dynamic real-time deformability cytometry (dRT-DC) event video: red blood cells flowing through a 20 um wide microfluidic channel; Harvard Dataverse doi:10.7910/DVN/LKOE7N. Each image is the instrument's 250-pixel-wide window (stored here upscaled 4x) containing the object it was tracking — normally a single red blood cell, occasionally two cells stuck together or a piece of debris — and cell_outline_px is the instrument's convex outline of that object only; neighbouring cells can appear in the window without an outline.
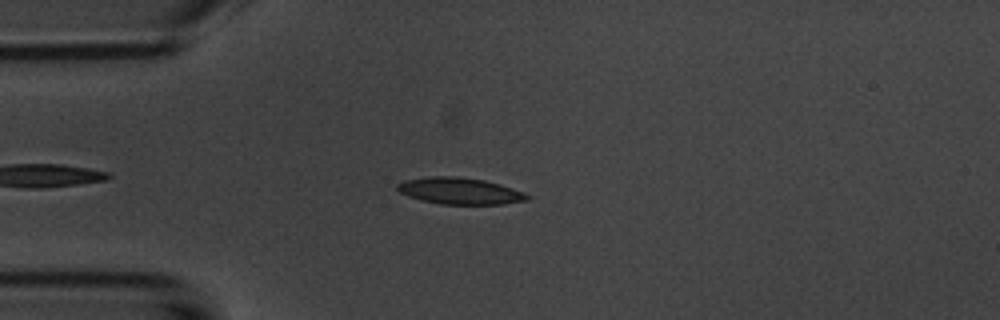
{"species": "common noctule bat (a hibernating species)", "species_latin": "Nyctalus noctula", "temperature_condition": "room temperature", "stored_images_in_passage": 42, "camera_frame_rate_fps": 3000, "um_per_image_px": 0.085, "animal": {"sex": "male", "body_mass_g": 20.1, "forearm_length_mm": 53.5}, "frame": {"image": 1, "passage_image": 8, "time_ms": 2.333, "image_size_px": [1000, 320], "cell_outline_px": [[532, 196], [528, 200], [504, 204], [440, 204], [420, 200], [408, 196], [400, 192], [396, 188], [396, 184], [404, 180], [428, 176], [456, 176], [484, 180], [500, 184], [524, 192]], "centroid_in_image_um": [39.08, 16.23], "position_along_channel_um": 45.9, "area_um2": 20.29}}
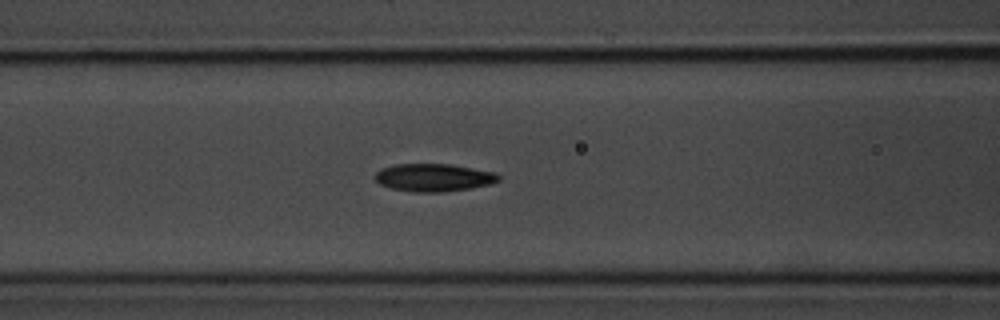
{"frame": {"image": 2, "passage_image": 16, "time_ms": 5.0, "image_size_px": [1000, 320], "cell_outline_px": [[500, 180], [492, 184], [472, 188], [444, 192], [416, 192], [392, 188], [380, 184], [376, 180], [376, 172], [380, 168], [392, 164], [448, 164], [496, 172], [500, 176]], "centroid_in_image_um": [36.89, 15.09], "position_along_channel_um": 129.7, "area_um2": 20.06}}
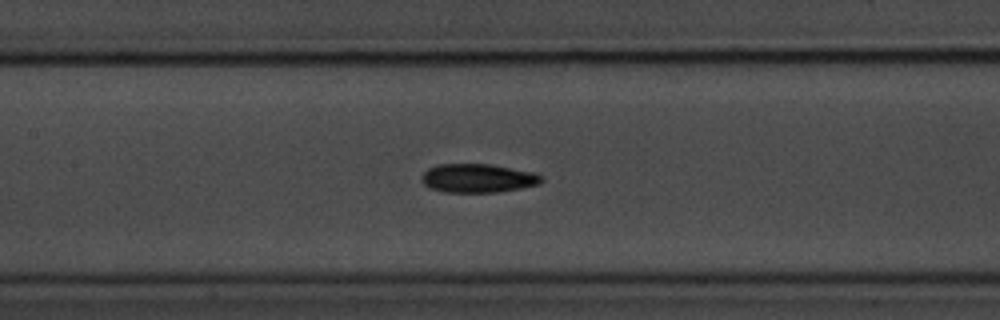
{"frame": {"image": 3, "passage_image": 19, "time_ms": 6.0, "image_size_px": [1000, 320], "cell_outline_px": [[544, 180], [540, 184], [520, 188], [496, 192], [444, 192], [428, 188], [420, 180], [420, 176], [428, 168], [436, 164], [492, 164], [532, 172], [544, 176]], "centroid_in_image_um": [40.59, 15.14], "position_along_channel_um": 166.8, "area_um2": 20.29}, "authors_computed_cell_mechanics": {"area_um2": 19.652, "velocity_mm_per_s": 3.6861, "shape_relaxation_time_tau1_ms": 2.7513, "shape_relaxation_time_tau2_ms": 3.7721, "deformation_change_tau1": 0.1267, "deformation_change_tau2": 0.1141}}